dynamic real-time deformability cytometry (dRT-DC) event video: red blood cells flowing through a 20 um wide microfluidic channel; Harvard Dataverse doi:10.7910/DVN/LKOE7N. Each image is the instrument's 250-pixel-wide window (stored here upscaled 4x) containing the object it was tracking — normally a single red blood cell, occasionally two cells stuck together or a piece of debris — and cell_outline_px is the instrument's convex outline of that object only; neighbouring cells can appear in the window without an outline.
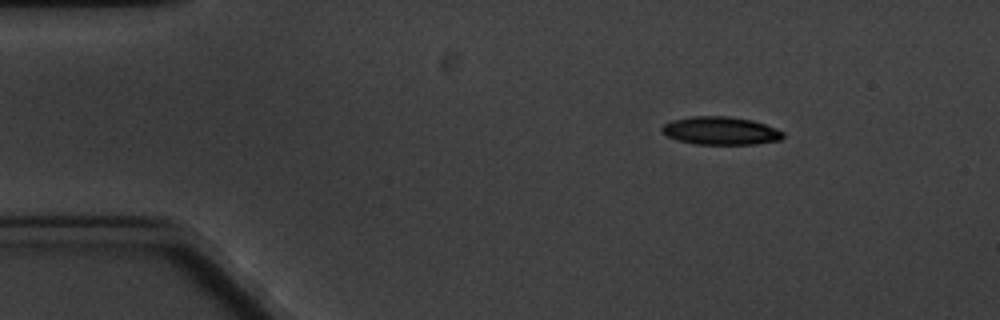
{"species": "common noctule bat (a hibernating species)", "species_latin": "Nyctalus noctula", "temperature_condition": "cold", "stored_images_in_passage": 5, "camera_frame_rate_fps": 3000, "um_per_image_px": 0.085, "animal": {"sex": "male", "body_mass_g": 20.1, "forearm_length_mm": 53.5}, "frame": {"image": 1, "passage_image": 1, "time_ms": 0.0, "image_size_px": [1000, 320], "cell_outline_px": [[784, 136], [780, 140], [756, 144], [696, 144], [680, 140], [668, 136], [660, 132], [660, 128], [664, 124], [672, 120], [692, 116], [728, 116], [752, 120], [764, 124], [784, 132]], "centroid_in_image_um": [61.24, 11.11], "position_along_channel_um": 23.8, "area_um2": 19.71}}